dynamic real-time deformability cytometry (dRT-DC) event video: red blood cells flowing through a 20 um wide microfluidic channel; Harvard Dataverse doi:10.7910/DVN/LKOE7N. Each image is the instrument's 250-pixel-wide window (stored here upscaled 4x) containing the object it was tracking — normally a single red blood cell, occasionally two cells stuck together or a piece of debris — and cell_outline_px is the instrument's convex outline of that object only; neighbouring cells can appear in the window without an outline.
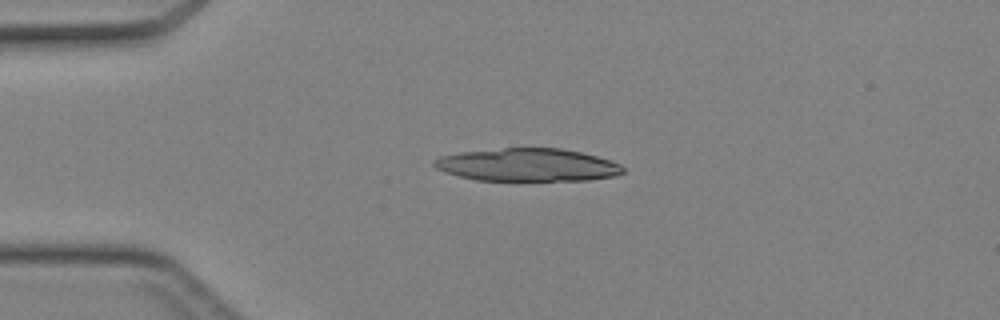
{"species": "Egyptian fruit bat (a non-hibernating species)", "species_latin": "Rousettus aegyptiacus", "temperature_condition": "cold", "stored_images_in_passage": 10, "camera_frame_rate_fps": 3000, "um_per_image_px": 0.085, "animal": {"sex": "female"}, "frame": {"image": 1, "passage_image": 4, "time_ms": 1.0, "image_size_px": [1000, 320], "cell_outline_px": [[624, 172], [616, 176], [588, 180], [476, 180], [444, 172], [436, 168], [432, 164], [432, 160], [440, 156], [460, 152], [504, 148], [560, 148], [580, 152], [596, 156], [620, 164], [624, 168]], "centroid_in_image_um": [44.82, 14.01], "position_along_channel_um": 40.2, "area_um2": 36.07}}